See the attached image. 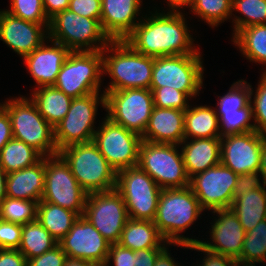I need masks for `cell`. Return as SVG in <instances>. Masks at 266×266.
<instances>
[{"instance_id": "6da1fadb", "label": "cell", "mask_w": 266, "mask_h": 266, "mask_svg": "<svg viewBox=\"0 0 266 266\" xmlns=\"http://www.w3.org/2000/svg\"><path fill=\"white\" fill-rule=\"evenodd\" d=\"M159 11V12H158ZM149 11L124 39L136 52L157 58L162 56L200 54L190 34L185 13ZM167 11V13H166ZM195 45V46H194Z\"/></svg>"}, {"instance_id": "7a4b0ae2", "label": "cell", "mask_w": 266, "mask_h": 266, "mask_svg": "<svg viewBox=\"0 0 266 266\" xmlns=\"http://www.w3.org/2000/svg\"><path fill=\"white\" fill-rule=\"evenodd\" d=\"M202 212L204 210L189 186L165 188L160 192L153 222L163 239L169 244L200 243L197 238L185 237L182 234L201 217L200 215H203Z\"/></svg>"}, {"instance_id": "3957f363", "label": "cell", "mask_w": 266, "mask_h": 266, "mask_svg": "<svg viewBox=\"0 0 266 266\" xmlns=\"http://www.w3.org/2000/svg\"><path fill=\"white\" fill-rule=\"evenodd\" d=\"M103 75L111 78L104 92L150 89L154 58L136 52L125 40H112L103 50Z\"/></svg>"}, {"instance_id": "277c9868", "label": "cell", "mask_w": 266, "mask_h": 266, "mask_svg": "<svg viewBox=\"0 0 266 266\" xmlns=\"http://www.w3.org/2000/svg\"><path fill=\"white\" fill-rule=\"evenodd\" d=\"M2 107L9 114L13 138L31 146L43 157L58 155L54 128L38 112L30 97H9L2 102Z\"/></svg>"}, {"instance_id": "5b68a950", "label": "cell", "mask_w": 266, "mask_h": 266, "mask_svg": "<svg viewBox=\"0 0 266 266\" xmlns=\"http://www.w3.org/2000/svg\"><path fill=\"white\" fill-rule=\"evenodd\" d=\"M58 154L70 166L73 176L88 194L116 188L117 173L93 141L70 145Z\"/></svg>"}, {"instance_id": "8992f818", "label": "cell", "mask_w": 266, "mask_h": 266, "mask_svg": "<svg viewBox=\"0 0 266 266\" xmlns=\"http://www.w3.org/2000/svg\"><path fill=\"white\" fill-rule=\"evenodd\" d=\"M48 39L61 43L71 52L102 51L112 40L100 21L66 9L49 21Z\"/></svg>"}, {"instance_id": "52a82bcc", "label": "cell", "mask_w": 266, "mask_h": 266, "mask_svg": "<svg viewBox=\"0 0 266 266\" xmlns=\"http://www.w3.org/2000/svg\"><path fill=\"white\" fill-rule=\"evenodd\" d=\"M102 51L71 52L58 73L55 88L72 98L101 91L103 86Z\"/></svg>"}, {"instance_id": "ba28073f", "label": "cell", "mask_w": 266, "mask_h": 266, "mask_svg": "<svg viewBox=\"0 0 266 266\" xmlns=\"http://www.w3.org/2000/svg\"><path fill=\"white\" fill-rule=\"evenodd\" d=\"M202 54H184L154 58L150 88L172 87L184 92L190 99L203 86Z\"/></svg>"}, {"instance_id": "9c48e42d", "label": "cell", "mask_w": 266, "mask_h": 266, "mask_svg": "<svg viewBox=\"0 0 266 266\" xmlns=\"http://www.w3.org/2000/svg\"><path fill=\"white\" fill-rule=\"evenodd\" d=\"M177 144L150 143L142 140L138 166L162 189L186 188L190 178L184 165L182 151Z\"/></svg>"}, {"instance_id": "30bf717a", "label": "cell", "mask_w": 266, "mask_h": 266, "mask_svg": "<svg viewBox=\"0 0 266 266\" xmlns=\"http://www.w3.org/2000/svg\"><path fill=\"white\" fill-rule=\"evenodd\" d=\"M99 104L105 109L104 92L73 98L66 116L54 127L58 152L70 145L93 141Z\"/></svg>"}, {"instance_id": "8fae6325", "label": "cell", "mask_w": 266, "mask_h": 266, "mask_svg": "<svg viewBox=\"0 0 266 266\" xmlns=\"http://www.w3.org/2000/svg\"><path fill=\"white\" fill-rule=\"evenodd\" d=\"M115 189L125 202L129 218L155 219L162 188L139 166L118 171Z\"/></svg>"}, {"instance_id": "7c38bea8", "label": "cell", "mask_w": 266, "mask_h": 266, "mask_svg": "<svg viewBox=\"0 0 266 266\" xmlns=\"http://www.w3.org/2000/svg\"><path fill=\"white\" fill-rule=\"evenodd\" d=\"M105 93L106 117L142 135L150 119L154 101L150 89L134 88Z\"/></svg>"}, {"instance_id": "4fadbf2b", "label": "cell", "mask_w": 266, "mask_h": 266, "mask_svg": "<svg viewBox=\"0 0 266 266\" xmlns=\"http://www.w3.org/2000/svg\"><path fill=\"white\" fill-rule=\"evenodd\" d=\"M88 193L73 176L70 166L58 154L46 157L42 200L59 205L83 216Z\"/></svg>"}, {"instance_id": "5bb4252c", "label": "cell", "mask_w": 266, "mask_h": 266, "mask_svg": "<svg viewBox=\"0 0 266 266\" xmlns=\"http://www.w3.org/2000/svg\"><path fill=\"white\" fill-rule=\"evenodd\" d=\"M93 142L116 171L138 166L142 136L113 123L106 116L98 126Z\"/></svg>"}, {"instance_id": "9a60e30c", "label": "cell", "mask_w": 266, "mask_h": 266, "mask_svg": "<svg viewBox=\"0 0 266 266\" xmlns=\"http://www.w3.org/2000/svg\"><path fill=\"white\" fill-rule=\"evenodd\" d=\"M83 217L111 244L119 242L129 220L125 202L116 189L88 194Z\"/></svg>"}, {"instance_id": "2e32d148", "label": "cell", "mask_w": 266, "mask_h": 266, "mask_svg": "<svg viewBox=\"0 0 266 266\" xmlns=\"http://www.w3.org/2000/svg\"><path fill=\"white\" fill-rule=\"evenodd\" d=\"M237 178L238 174L220 163L191 177L189 187L204 211L229 209Z\"/></svg>"}, {"instance_id": "e0dca14e", "label": "cell", "mask_w": 266, "mask_h": 266, "mask_svg": "<svg viewBox=\"0 0 266 266\" xmlns=\"http://www.w3.org/2000/svg\"><path fill=\"white\" fill-rule=\"evenodd\" d=\"M264 134L256 130L221 136L220 163L236 174L259 171Z\"/></svg>"}, {"instance_id": "ac0fdd59", "label": "cell", "mask_w": 266, "mask_h": 266, "mask_svg": "<svg viewBox=\"0 0 266 266\" xmlns=\"http://www.w3.org/2000/svg\"><path fill=\"white\" fill-rule=\"evenodd\" d=\"M68 258L89 262L106 261L111 243L83 216L58 242Z\"/></svg>"}, {"instance_id": "d6986e66", "label": "cell", "mask_w": 266, "mask_h": 266, "mask_svg": "<svg viewBox=\"0 0 266 266\" xmlns=\"http://www.w3.org/2000/svg\"><path fill=\"white\" fill-rule=\"evenodd\" d=\"M49 24H38L0 11V40L22 58L40 47L48 38Z\"/></svg>"}, {"instance_id": "ffe728a7", "label": "cell", "mask_w": 266, "mask_h": 266, "mask_svg": "<svg viewBox=\"0 0 266 266\" xmlns=\"http://www.w3.org/2000/svg\"><path fill=\"white\" fill-rule=\"evenodd\" d=\"M215 218L210 224L211 241L200 240V244L211 252L226 255L238 260L241 257L242 244L246 231L237 215L229 209L212 211ZM212 242V243H211Z\"/></svg>"}, {"instance_id": "44dd1931", "label": "cell", "mask_w": 266, "mask_h": 266, "mask_svg": "<svg viewBox=\"0 0 266 266\" xmlns=\"http://www.w3.org/2000/svg\"><path fill=\"white\" fill-rule=\"evenodd\" d=\"M48 41L51 43L50 45ZM70 53L71 51L61 43L47 38L40 47L23 57L29 74L36 82L37 87L33 88L53 86Z\"/></svg>"}, {"instance_id": "7402d4cb", "label": "cell", "mask_w": 266, "mask_h": 266, "mask_svg": "<svg viewBox=\"0 0 266 266\" xmlns=\"http://www.w3.org/2000/svg\"><path fill=\"white\" fill-rule=\"evenodd\" d=\"M143 0H101L100 23L111 40H124L141 21Z\"/></svg>"}, {"instance_id": "603a6c76", "label": "cell", "mask_w": 266, "mask_h": 266, "mask_svg": "<svg viewBox=\"0 0 266 266\" xmlns=\"http://www.w3.org/2000/svg\"><path fill=\"white\" fill-rule=\"evenodd\" d=\"M185 111L153 107L142 140L179 145L184 139Z\"/></svg>"}, {"instance_id": "cb8c5ba5", "label": "cell", "mask_w": 266, "mask_h": 266, "mask_svg": "<svg viewBox=\"0 0 266 266\" xmlns=\"http://www.w3.org/2000/svg\"><path fill=\"white\" fill-rule=\"evenodd\" d=\"M46 171V157L30 167L7 174L6 196L35 202L42 200Z\"/></svg>"}, {"instance_id": "d4e9b609", "label": "cell", "mask_w": 266, "mask_h": 266, "mask_svg": "<svg viewBox=\"0 0 266 266\" xmlns=\"http://www.w3.org/2000/svg\"><path fill=\"white\" fill-rule=\"evenodd\" d=\"M179 146L189 178L220 164L221 137L184 139Z\"/></svg>"}, {"instance_id": "484cf974", "label": "cell", "mask_w": 266, "mask_h": 266, "mask_svg": "<svg viewBox=\"0 0 266 266\" xmlns=\"http://www.w3.org/2000/svg\"><path fill=\"white\" fill-rule=\"evenodd\" d=\"M132 251L151 248H165L166 242L151 220L129 218L118 242Z\"/></svg>"}, {"instance_id": "4316f807", "label": "cell", "mask_w": 266, "mask_h": 266, "mask_svg": "<svg viewBox=\"0 0 266 266\" xmlns=\"http://www.w3.org/2000/svg\"><path fill=\"white\" fill-rule=\"evenodd\" d=\"M30 99L53 128L66 116L73 100L54 86L35 88L32 90Z\"/></svg>"}, {"instance_id": "83f0119b", "label": "cell", "mask_w": 266, "mask_h": 266, "mask_svg": "<svg viewBox=\"0 0 266 266\" xmlns=\"http://www.w3.org/2000/svg\"><path fill=\"white\" fill-rule=\"evenodd\" d=\"M191 105L185 110V139L221 137L216 110L209 105Z\"/></svg>"}, {"instance_id": "f1b7e54d", "label": "cell", "mask_w": 266, "mask_h": 266, "mask_svg": "<svg viewBox=\"0 0 266 266\" xmlns=\"http://www.w3.org/2000/svg\"><path fill=\"white\" fill-rule=\"evenodd\" d=\"M245 192V195H237L234 198L231 210L237 215L243 229L248 232L266 219V184L260 189H247Z\"/></svg>"}, {"instance_id": "f546056e", "label": "cell", "mask_w": 266, "mask_h": 266, "mask_svg": "<svg viewBox=\"0 0 266 266\" xmlns=\"http://www.w3.org/2000/svg\"><path fill=\"white\" fill-rule=\"evenodd\" d=\"M80 216L59 205L40 201L37 203L36 219L59 242Z\"/></svg>"}, {"instance_id": "4dcf8cb0", "label": "cell", "mask_w": 266, "mask_h": 266, "mask_svg": "<svg viewBox=\"0 0 266 266\" xmlns=\"http://www.w3.org/2000/svg\"><path fill=\"white\" fill-rule=\"evenodd\" d=\"M232 42L247 60L266 65V24L252 25L239 30L232 37ZM263 73H266V69Z\"/></svg>"}, {"instance_id": "1f68e13d", "label": "cell", "mask_w": 266, "mask_h": 266, "mask_svg": "<svg viewBox=\"0 0 266 266\" xmlns=\"http://www.w3.org/2000/svg\"><path fill=\"white\" fill-rule=\"evenodd\" d=\"M42 158L43 156L34 148L12 138L0 151V166L9 174L35 165Z\"/></svg>"}, {"instance_id": "d6a6232c", "label": "cell", "mask_w": 266, "mask_h": 266, "mask_svg": "<svg viewBox=\"0 0 266 266\" xmlns=\"http://www.w3.org/2000/svg\"><path fill=\"white\" fill-rule=\"evenodd\" d=\"M57 245L58 242L37 219L22 225L21 243L18 250L26 259L42 255Z\"/></svg>"}, {"instance_id": "836d02e7", "label": "cell", "mask_w": 266, "mask_h": 266, "mask_svg": "<svg viewBox=\"0 0 266 266\" xmlns=\"http://www.w3.org/2000/svg\"><path fill=\"white\" fill-rule=\"evenodd\" d=\"M239 266L266 264V219L260 221L252 230L246 232L242 244Z\"/></svg>"}, {"instance_id": "e575fe53", "label": "cell", "mask_w": 266, "mask_h": 266, "mask_svg": "<svg viewBox=\"0 0 266 266\" xmlns=\"http://www.w3.org/2000/svg\"><path fill=\"white\" fill-rule=\"evenodd\" d=\"M232 16V37L245 27L266 24V0H232Z\"/></svg>"}, {"instance_id": "d590c367", "label": "cell", "mask_w": 266, "mask_h": 266, "mask_svg": "<svg viewBox=\"0 0 266 266\" xmlns=\"http://www.w3.org/2000/svg\"><path fill=\"white\" fill-rule=\"evenodd\" d=\"M189 8L191 13L211 28L218 27L232 17V0H194Z\"/></svg>"}, {"instance_id": "8d00e7d4", "label": "cell", "mask_w": 266, "mask_h": 266, "mask_svg": "<svg viewBox=\"0 0 266 266\" xmlns=\"http://www.w3.org/2000/svg\"><path fill=\"white\" fill-rule=\"evenodd\" d=\"M219 117L220 133L223 135L241 134L255 131L251 103L236 112H216Z\"/></svg>"}, {"instance_id": "74e56055", "label": "cell", "mask_w": 266, "mask_h": 266, "mask_svg": "<svg viewBox=\"0 0 266 266\" xmlns=\"http://www.w3.org/2000/svg\"><path fill=\"white\" fill-rule=\"evenodd\" d=\"M37 202L5 197L0 204V219L18 224L36 220Z\"/></svg>"}, {"instance_id": "f35d334b", "label": "cell", "mask_w": 266, "mask_h": 266, "mask_svg": "<svg viewBox=\"0 0 266 266\" xmlns=\"http://www.w3.org/2000/svg\"><path fill=\"white\" fill-rule=\"evenodd\" d=\"M250 93V83L244 79L234 82L225 95L218 96L216 112H236L245 108L250 103Z\"/></svg>"}, {"instance_id": "ab89813d", "label": "cell", "mask_w": 266, "mask_h": 266, "mask_svg": "<svg viewBox=\"0 0 266 266\" xmlns=\"http://www.w3.org/2000/svg\"><path fill=\"white\" fill-rule=\"evenodd\" d=\"M10 8L6 11L20 19L38 24H49L44 8L43 0H11Z\"/></svg>"}, {"instance_id": "60d3db41", "label": "cell", "mask_w": 266, "mask_h": 266, "mask_svg": "<svg viewBox=\"0 0 266 266\" xmlns=\"http://www.w3.org/2000/svg\"><path fill=\"white\" fill-rule=\"evenodd\" d=\"M260 75L261 78L255 91L252 89V85H250V103L255 130L264 134L266 133V73L262 72Z\"/></svg>"}, {"instance_id": "b9f144b4", "label": "cell", "mask_w": 266, "mask_h": 266, "mask_svg": "<svg viewBox=\"0 0 266 266\" xmlns=\"http://www.w3.org/2000/svg\"><path fill=\"white\" fill-rule=\"evenodd\" d=\"M153 93L154 106L185 111L189 107V97L172 87L150 88Z\"/></svg>"}, {"instance_id": "7bdbcfd3", "label": "cell", "mask_w": 266, "mask_h": 266, "mask_svg": "<svg viewBox=\"0 0 266 266\" xmlns=\"http://www.w3.org/2000/svg\"><path fill=\"white\" fill-rule=\"evenodd\" d=\"M22 225L0 219V249H18Z\"/></svg>"}, {"instance_id": "ee69618b", "label": "cell", "mask_w": 266, "mask_h": 266, "mask_svg": "<svg viewBox=\"0 0 266 266\" xmlns=\"http://www.w3.org/2000/svg\"><path fill=\"white\" fill-rule=\"evenodd\" d=\"M188 249L203 252L204 258L198 266H239L237 260L232 257L211 252L204 248L200 243L188 245ZM196 266V265H195Z\"/></svg>"}, {"instance_id": "f6af8a7d", "label": "cell", "mask_w": 266, "mask_h": 266, "mask_svg": "<svg viewBox=\"0 0 266 266\" xmlns=\"http://www.w3.org/2000/svg\"><path fill=\"white\" fill-rule=\"evenodd\" d=\"M67 258L66 253L57 245L42 255L27 259V266H64Z\"/></svg>"}, {"instance_id": "bcb514c9", "label": "cell", "mask_w": 266, "mask_h": 266, "mask_svg": "<svg viewBox=\"0 0 266 266\" xmlns=\"http://www.w3.org/2000/svg\"><path fill=\"white\" fill-rule=\"evenodd\" d=\"M262 182V183H261ZM266 184V179L262 174L257 172H251L246 174H239L236 180L235 188L233 191L234 198L237 195H245V190L260 189Z\"/></svg>"}, {"instance_id": "7dc6e473", "label": "cell", "mask_w": 266, "mask_h": 266, "mask_svg": "<svg viewBox=\"0 0 266 266\" xmlns=\"http://www.w3.org/2000/svg\"><path fill=\"white\" fill-rule=\"evenodd\" d=\"M68 9L97 21L101 18V0H70Z\"/></svg>"}, {"instance_id": "c3c4849f", "label": "cell", "mask_w": 266, "mask_h": 266, "mask_svg": "<svg viewBox=\"0 0 266 266\" xmlns=\"http://www.w3.org/2000/svg\"><path fill=\"white\" fill-rule=\"evenodd\" d=\"M112 260V261H111ZM107 261L113 266H135V251L121 246L119 243H112L109 248Z\"/></svg>"}, {"instance_id": "681fc988", "label": "cell", "mask_w": 266, "mask_h": 266, "mask_svg": "<svg viewBox=\"0 0 266 266\" xmlns=\"http://www.w3.org/2000/svg\"><path fill=\"white\" fill-rule=\"evenodd\" d=\"M0 266H27V259L18 249H0Z\"/></svg>"}, {"instance_id": "f907efd6", "label": "cell", "mask_w": 266, "mask_h": 266, "mask_svg": "<svg viewBox=\"0 0 266 266\" xmlns=\"http://www.w3.org/2000/svg\"><path fill=\"white\" fill-rule=\"evenodd\" d=\"M164 248L140 249L135 251V266H154L158 254Z\"/></svg>"}, {"instance_id": "816d5d0a", "label": "cell", "mask_w": 266, "mask_h": 266, "mask_svg": "<svg viewBox=\"0 0 266 266\" xmlns=\"http://www.w3.org/2000/svg\"><path fill=\"white\" fill-rule=\"evenodd\" d=\"M13 138L11 121L7 111L0 107V151L2 147Z\"/></svg>"}, {"instance_id": "f5cc1de1", "label": "cell", "mask_w": 266, "mask_h": 266, "mask_svg": "<svg viewBox=\"0 0 266 266\" xmlns=\"http://www.w3.org/2000/svg\"><path fill=\"white\" fill-rule=\"evenodd\" d=\"M70 0H43V8L47 18L50 20L57 13H60L69 7Z\"/></svg>"}, {"instance_id": "db71d44e", "label": "cell", "mask_w": 266, "mask_h": 266, "mask_svg": "<svg viewBox=\"0 0 266 266\" xmlns=\"http://www.w3.org/2000/svg\"><path fill=\"white\" fill-rule=\"evenodd\" d=\"M171 246H180L181 248L183 247L184 249H188V245L186 244H168L157 256V259L155 261L154 266H184L180 265V263L176 262L174 260V257H171V254L169 252V247Z\"/></svg>"}, {"instance_id": "11a10c76", "label": "cell", "mask_w": 266, "mask_h": 266, "mask_svg": "<svg viewBox=\"0 0 266 266\" xmlns=\"http://www.w3.org/2000/svg\"><path fill=\"white\" fill-rule=\"evenodd\" d=\"M168 3L167 6L169 7V9L167 8L168 11H181L180 9L184 8L185 6L187 8H189L194 0H166Z\"/></svg>"}, {"instance_id": "9f6ffc18", "label": "cell", "mask_w": 266, "mask_h": 266, "mask_svg": "<svg viewBox=\"0 0 266 266\" xmlns=\"http://www.w3.org/2000/svg\"><path fill=\"white\" fill-rule=\"evenodd\" d=\"M6 178L7 173L5 170L0 166V204L6 197Z\"/></svg>"}, {"instance_id": "6f0895ef", "label": "cell", "mask_w": 266, "mask_h": 266, "mask_svg": "<svg viewBox=\"0 0 266 266\" xmlns=\"http://www.w3.org/2000/svg\"><path fill=\"white\" fill-rule=\"evenodd\" d=\"M259 172L266 179V133H264V145L261 151Z\"/></svg>"}, {"instance_id": "680465c9", "label": "cell", "mask_w": 266, "mask_h": 266, "mask_svg": "<svg viewBox=\"0 0 266 266\" xmlns=\"http://www.w3.org/2000/svg\"><path fill=\"white\" fill-rule=\"evenodd\" d=\"M90 262L83 259L67 258L64 266H89Z\"/></svg>"}, {"instance_id": "91938a15", "label": "cell", "mask_w": 266, "mask_h": 266, "mask_svg": "<svg viewBox=\"0 0 266 266\" xmlns=\"http://www.w3.org/2000/svg\"><path fill=\"white\" fill-rule=\"evenodd\" d=\"M111 263L106 261L90 262L89 266H109Z\"/></svg>"}]
</instances>
